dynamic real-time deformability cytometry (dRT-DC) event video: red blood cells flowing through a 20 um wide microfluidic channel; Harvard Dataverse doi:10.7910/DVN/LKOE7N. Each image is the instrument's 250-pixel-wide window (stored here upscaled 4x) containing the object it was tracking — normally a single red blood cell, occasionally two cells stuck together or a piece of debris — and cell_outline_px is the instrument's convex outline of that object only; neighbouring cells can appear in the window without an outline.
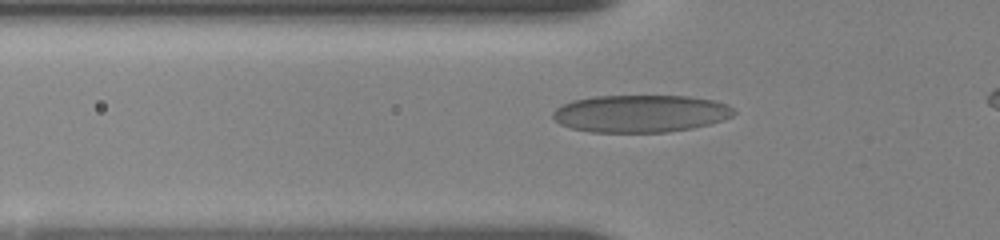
{"species": "human", "species_latin": "Homo sapiens", "temperature_condition": "room temperature", "stored_images_in_passage": 39, "camera_frame_rate_fps": 3000, "um_per_image_px": 0.085, "donor": {"sex": "female"}, "frame": {"image": 1, "passage_image": 12, "time_ms": 3.0, "image_size_px": [1000, 240], "cell_outline_px": [[736, 112], [732, 116], [724, 120], [692, 128], [668, 132], [592, 132], [572, 128], [560, 124], [552, 116], [552, 112], [556, 108], [572, 100], [592, 96], [688, 96], [716, 100], [728, 104]], "centroid_in_image_um": [54.47, 9.65], "position_along_channel_um": 71.3, "area_um2": 39.59}}
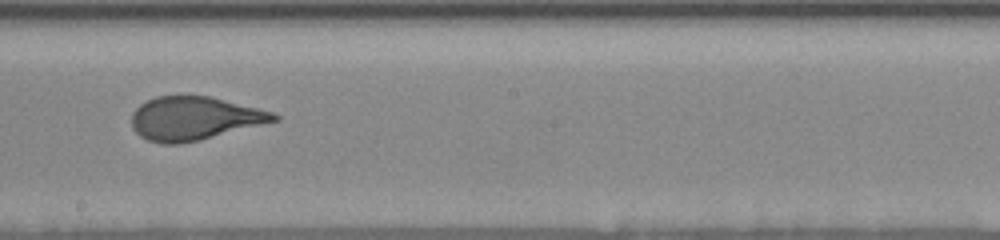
{"frame": {"image": 2, "passage_image": 27, "time_ms": 7.333, "image_size_px": [1000, 240], "cell_outline_px": [[280, 120], [200, 140], [180, 144], [164, 144], [148, 140], [140, 136], [132, 128], [132, 112], [140, 104], [156, 96], [212, 96], [276, 112], [280, 116]], "centroid_in_image_um": [16.56, 10.06], "position_along_channel_um": 231.6, "area_um2": 36.3}}
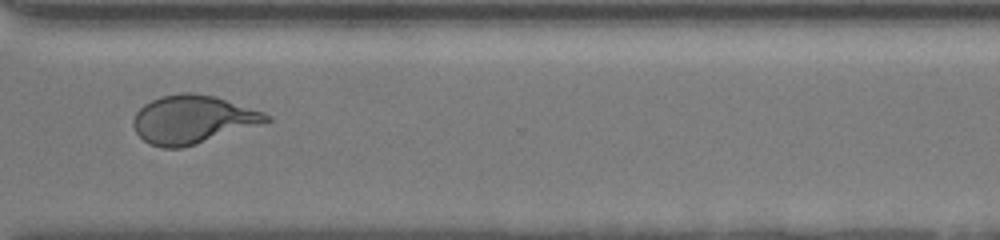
{"frame": {"image": 3, "passage_image": 38, "time_ms": 10.667, "image_size_px": [1000, 240], "cell_outline_px": [[272, 120], [264, 124], [180, 148], [160, 148], [148, 144], [136, 132], [132, 124], [132, 120], [136, 112], [144, 104], [160, 96], [184, 92], [192, 92], [216, 96], [264, 112], [272, 116]], "centroid_in_image_um": [16.38, 10.15], "position_along_channel_um": 354.2, "area_um2": 37.57}}